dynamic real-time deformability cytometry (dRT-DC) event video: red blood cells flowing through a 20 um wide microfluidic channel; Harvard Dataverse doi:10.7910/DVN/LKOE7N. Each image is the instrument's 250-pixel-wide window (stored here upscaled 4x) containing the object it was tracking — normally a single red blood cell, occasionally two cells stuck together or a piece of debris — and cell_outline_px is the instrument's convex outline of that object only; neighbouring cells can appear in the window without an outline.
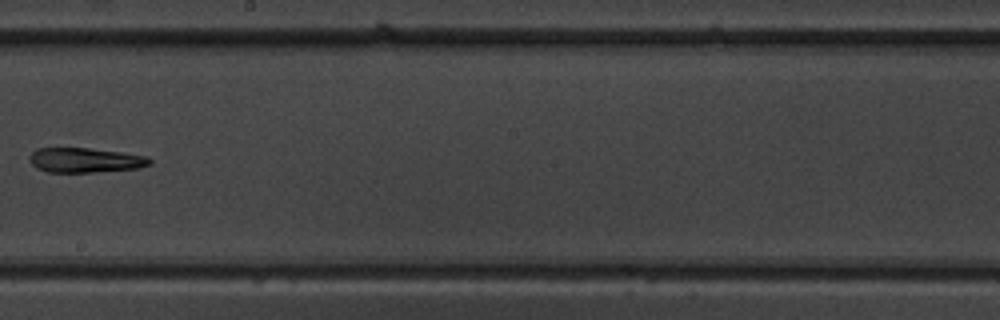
{"species": "common noctule bat (a hibernating species)", "species_latin": "Nyctalus noctula", "temperature_condition": "warm", "stored_images_in_passage": 11, "camera_frame_rate_fps": 3000, "um_per_image_px": 0.085, "animal": {"sex": "male", "body_mass_g": 19.5, "forearm_length_mm": 54.6}, "frame": {"image": 1, "passage_image": 11, "time_ms": 11.333, "image_size_px": [1000, 320], "cell_outline_px": [[152, 164], [136, 168], [92, 172], [48, 172], [36, 168], [32, 164], [28, 156], [36, 148], [88, 148], [120, 152], [148, 156], [152, 160]], "centroid_in_image_um": [7.22, 13.61], "position_along_channel_um": 241.0, "area_um2": 17.28}}